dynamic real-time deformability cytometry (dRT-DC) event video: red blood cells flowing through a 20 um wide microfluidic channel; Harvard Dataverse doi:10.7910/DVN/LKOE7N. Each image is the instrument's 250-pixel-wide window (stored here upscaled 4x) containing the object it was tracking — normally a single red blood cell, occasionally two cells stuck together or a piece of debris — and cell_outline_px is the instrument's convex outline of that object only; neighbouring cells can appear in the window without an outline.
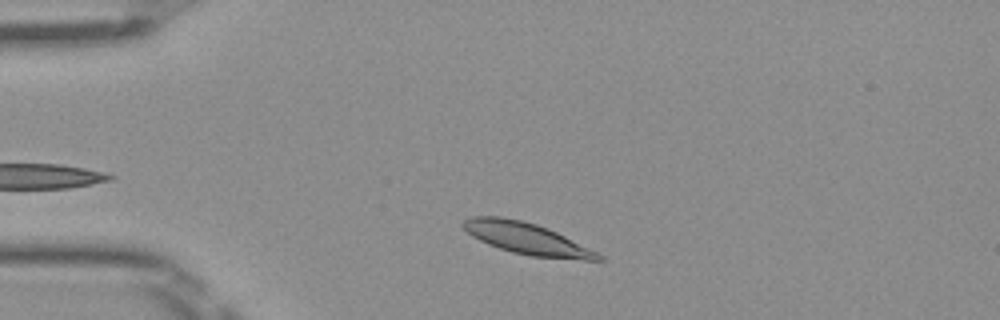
{"species": "Egyptian fruit bat (a non-hibernating species)", "species_latin": "Rousettus aegyptiacus", "temperature_condition": "room temperature", "stored_images_in_passage": 39, "camera_frame_rate_fps": 3000, "um_per_image_px": 0.085, "frame": {"image": 1, "passage_image": 4, "time_ms": 1.0, "image_size_px": [1000, 320], "cell_outline_px": [[604, 260], [584, 260], [532, 256], [512, 252], [488, 244], [472, 236], [460, 224], [464, 220], [472, 216], [500, 216], [520, 220], [536, 224], [548, 228], [604, 256]], "centroid_in_image_um": [44.74, 20.27], "position_along_channel_um": 40.3, "area_um2": 24.51}}
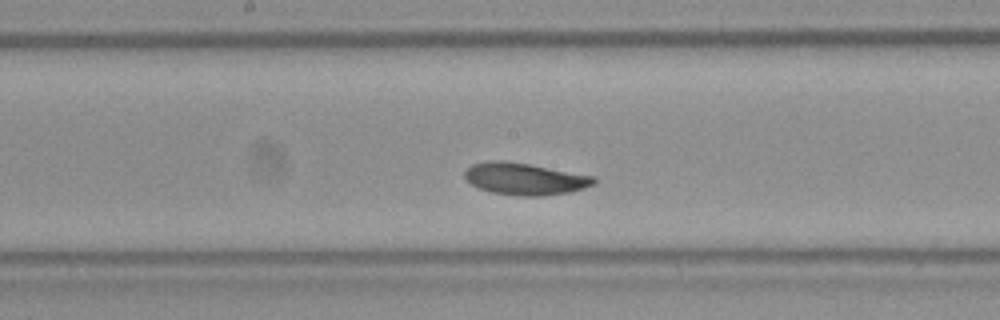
{"frame": {"image": 2, "passage_image": 19, "time_ms": 6.0, "image_size_px": [1000, 320], "cell_outline_px": [[596, 184], [584, 188], [568, 192], [544, 196], [520, 196], [492, 192], [480, 188], [472, 184], [464, 176], [464, 172], [472, 164], [488, 160], [504, 160], [528, 164], [596, 176]], "centroid_in_image_um": [44.63, 15.2], "position_along_channel_um": 203.6, "area_um2": 24.04}}
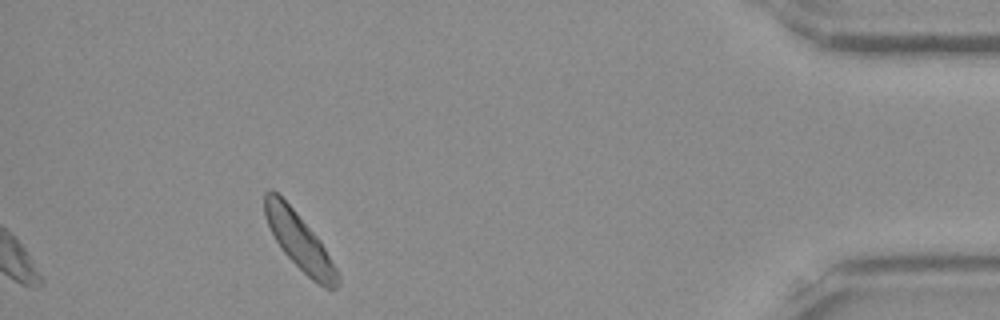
{"frame": {"image": 3, "passage_image": 39, "time_ms": 12.667, "image_size_px": [1000, 320], "cell_outline_px": [[340, 280], [336, 288], [324, 288], [312, 280], [284, 252], [276, 240], [264, 216], [264, 192], [268, 188], [272, 188], [296, 212], [320, 240], [336, 268], [340, 276]], "centroid_in_image_um": [25.44, 20.49], "position_along_channel_um": 409.8, "area_um2": 23.58}, "authors_computed_cell_mechanics": {"area_um2": 23.8714, "velocity_mm_per_s": 3.9228, "shape_relaxation_time_tau1_ms": 1.164, "shape_relaxation_time_tau2_ms": null, "deformation_change_tau1": 0.0711, "deformation_change_tau2": null}}